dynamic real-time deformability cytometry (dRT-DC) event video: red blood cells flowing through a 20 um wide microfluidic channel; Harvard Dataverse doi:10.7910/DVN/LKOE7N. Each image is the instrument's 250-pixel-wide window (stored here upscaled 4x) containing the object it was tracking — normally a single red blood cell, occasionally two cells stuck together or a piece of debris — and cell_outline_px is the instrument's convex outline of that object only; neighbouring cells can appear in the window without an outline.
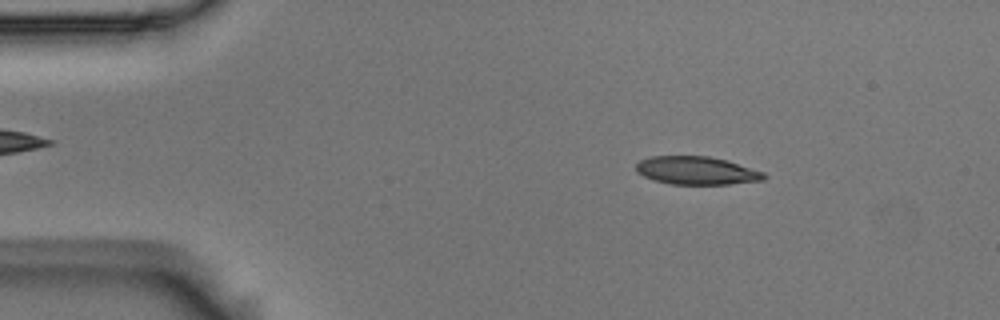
{"species": "Egyptian fruit bat (a non-hibernating species)", "species_latin": "Rousettus aegyptiacus", "temperature_condition": "room temperature", "stored_images_in_passage": 53, "camera_frame_rate_fps": 3000, "um_per_image_px": 0.085, "animal": {"sex": "male"}, "frame": {"image": 1, "passage_image": 7, "time_ms": 2.0, "image_size_px": [1000, 320], "cell_outline_px": [[768, 176], [764, 180], [728, 184], [672, 184], [656, 180], [644, 176], [636, 172], [636, 164], [640, 160], [652, 156], [708, 156], [728, 160], [764, 172]], "centroid_in_image_um": [59.24, 14.49], "position_along_channel_um": 25.8, "area_um2": 20.92}}
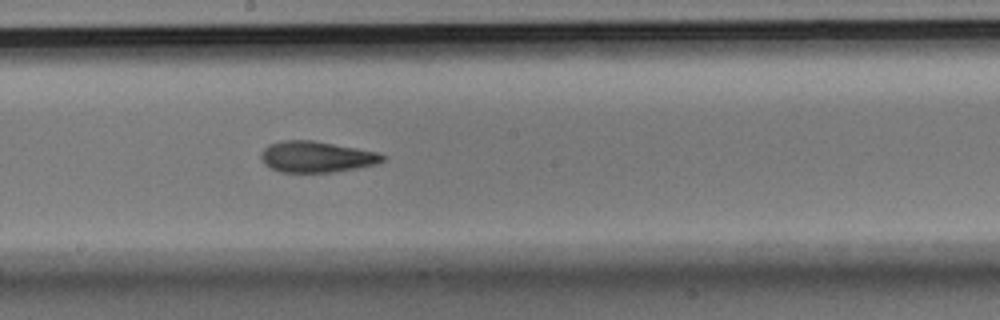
{"frame": {"image": 2, "passage_image": 28, "time_ms": 9.0, "image_size_px": [1000, 320], "cell_outline_px": [[388, 156], [384, 160], [376, 164], [356, 168], [332, 172], [280, 172], [264, 164], [260, 156], [264, 148], [268, 144], [284, 140], [312, 140], [380, 152]], "centroid_in_image_um": [26.92, 13.32], "position_along_channel_um": 221.3, "area_um2": 22.08}}
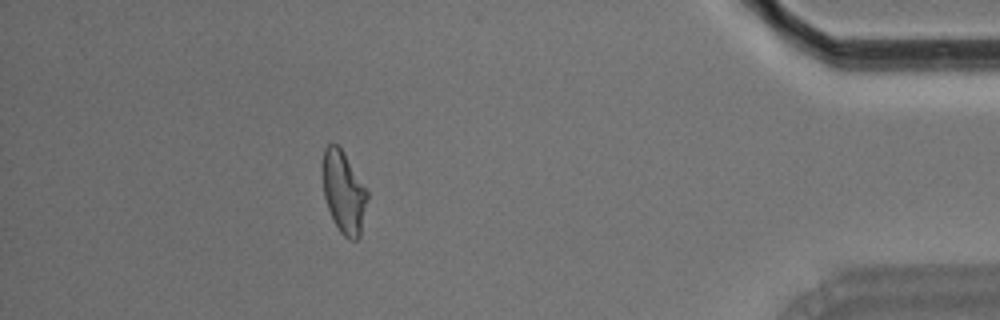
{"frame": {"image": 3, "passage_image": 47, "time_ms": 15.333, "image_size_px": [1000, 320], "cell_outline_px": [[368, 200], [360, 236], [356, 240], [348, 240], [340, 232], [328, 208], [324, 196], [320, 168], [324, 148], [328, 144], [336, 144], [344, 152], [368, 192]], "centroid_in_image_um": [29.19, 16.32], "position_along_channel_um": 406.0, "area_um2": 21.68}, "authors_computed_cell_mechanics": {"area_um2": 21.8484, "velocity_mm_per_s": 3.6864, "shape_relaxation_time_tau1_ms": 7.5761, "shape_relaxation_time_tau2_ms": 2.6698, "deformation_change_tau1": 0.1974, "deformation_change_tau2": 0.1027}}